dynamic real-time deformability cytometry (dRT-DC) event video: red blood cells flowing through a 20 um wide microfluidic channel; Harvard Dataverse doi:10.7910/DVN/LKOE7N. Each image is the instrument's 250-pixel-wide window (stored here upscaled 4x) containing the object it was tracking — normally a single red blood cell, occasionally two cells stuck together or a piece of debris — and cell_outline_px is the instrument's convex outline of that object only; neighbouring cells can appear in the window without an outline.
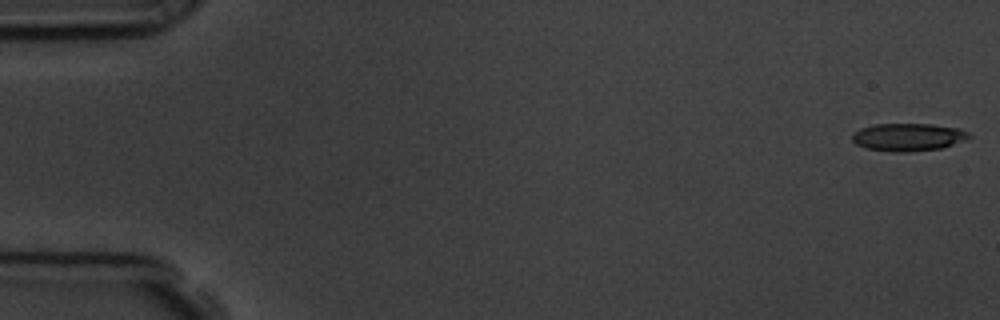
{"species": "common noctule bat (a hibernating species)", "species_latin": "Nyctalus noctula", "temperature_condition": "room temperature", "stored_images_in_passage": 57, "camera_frame_rate_fps": 3000, "um_per_image_px": 0.085, "animal": {"sex": "male", "body_mass_g": 19.5, "forearm_length_mm": 54.6}, "frame": {"image": 1, "passage_image": 1, "time_ms": 0.0, "image_size_px": [1000, 320], "cell_outline_px": [[972, 136], [964, 140], [940, 148], [908, 152], [892, 152], [868, 148], [856, 144], [852, 140], [852, 136], [860, 128], [872, 124], [932, 124], [960, 128], [968, 132]], "centroid_in_image_um": [77.19, 11.64], "position_along_channel_um": 7.8, "area_um2": 18.79}}
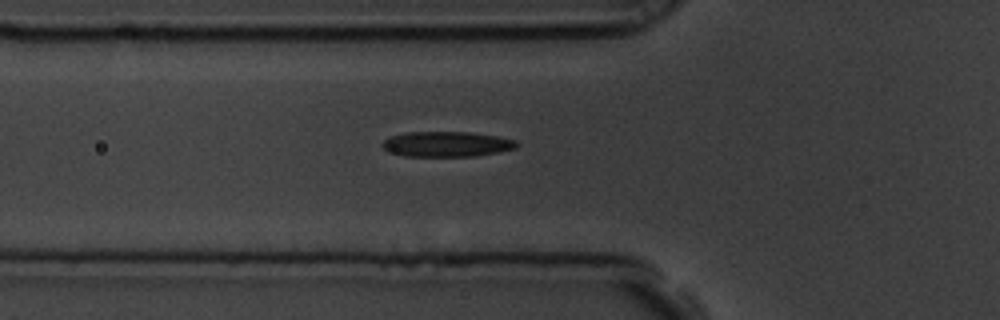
{"frame": {"image": 2, "passage_image": 20, "time_ms": 6.333, "image_size_px": [1000, 320], "cell_outline_px": [[520, 144], [516, 148], [500, 152], [476, 156], [404, 156], [388, 152], [380, 144], [384, 140], [392, 136], [404, 132], [468, 132], [496, 136], [516, 140]], "centroid_in_image_um": [37.97, 12.25], "position_along_channel_um": 87.8, "area_um2": 19.88}}
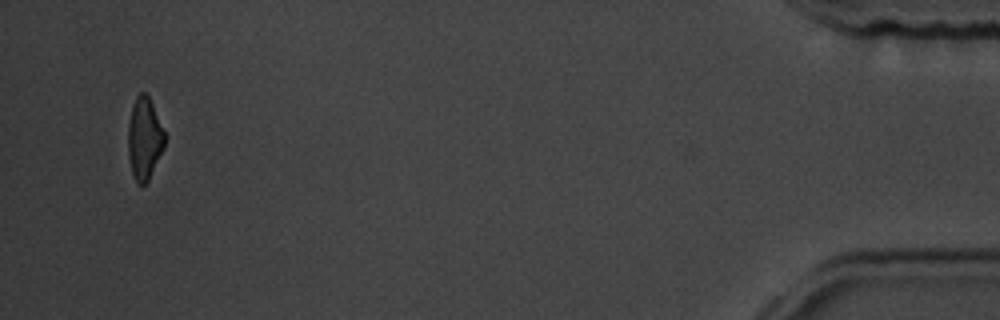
{"frame": {"image": 3, "passage_image": 55, "time_ms": 18.0, "image_size_px": [1000, 320], "cell_outline_px": [[164, 148], [148, 180], [144, 184], [136, 184], [132, 172], [128, 156], [128, 124], [132, 108], [136, 96], [140, 92], [144, 92], [148, 96], [152, 104], [164, 132]], "centroid_in_image_um": [12.25, 11.79], "position_along_channel_um": 422.9, "area_um2": 17.22}, "authors_computed_cell_mechanics": {"area_um2": 19.363, "velocity_mm_per_s": 3.5805, "shape_relaxation_time_tau1_ms": 5.8349, "shape_relaxation_time_tau2_ms": 4.5001, "deformation_change_tau1": 0.1725, "deformation_change_tau2": 0.1595}}